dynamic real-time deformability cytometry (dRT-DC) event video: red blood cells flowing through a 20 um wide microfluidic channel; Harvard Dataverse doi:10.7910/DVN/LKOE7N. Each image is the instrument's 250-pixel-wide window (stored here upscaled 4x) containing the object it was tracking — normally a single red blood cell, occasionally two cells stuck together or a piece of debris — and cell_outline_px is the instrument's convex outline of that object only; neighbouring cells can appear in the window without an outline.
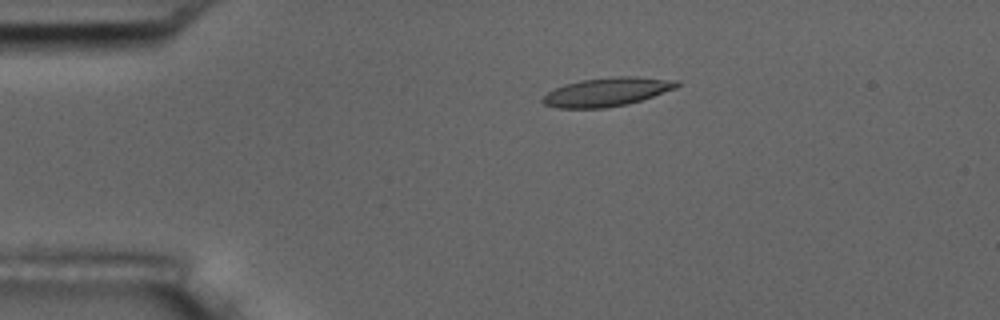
{"species": "common noctule bat (a hibernating species)", "species_latin": "Nyctalus noctula", "temperature_condition": "room temperature", "stored_images_in_passage": 5, "camera_frame_rate_fps": 3000, "um_per_image_px": 0.085, "animal": {"sex": "male", "body_mass_g": 17.5, "forearm_length_mm": 52.3}, "frame": {"image": 1, "passage_image": 3, "time_ms": 2.333, "image_size_px": [1000, 320], "cell_outline_px": [[680, 84], [676, 88], [628, 104], [604, 108], [556, 108], [544, 104], [540, 100], [548, 92], [564, 84], [580, 80], [612, 76], [636, 76], [680, 80]], "centroid_in_image_um": [51.59, 7.8], "position_along_channel_um": 33.4, "area_um2": 22.54}}
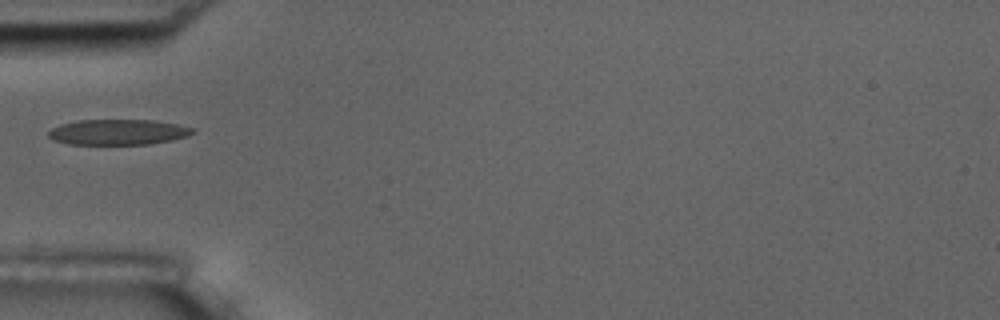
{"frame": {"image": 2, "passage_image": 5, "time_ms": 4.667, "image_size_px": [1000, 320], "cell_outline_px": [[196, 132], [188, 136], [172, 140], [148, 144], [68, 144], [52, 140], [48, 136], [48, 132], [52, 128], [60, 124], [76, 120], [156, 120], [196, 128]], "centroid_in_image_um": [10.05, 11.22], "position_along_channel_um": 75.0, "area_um2": 21.62}}